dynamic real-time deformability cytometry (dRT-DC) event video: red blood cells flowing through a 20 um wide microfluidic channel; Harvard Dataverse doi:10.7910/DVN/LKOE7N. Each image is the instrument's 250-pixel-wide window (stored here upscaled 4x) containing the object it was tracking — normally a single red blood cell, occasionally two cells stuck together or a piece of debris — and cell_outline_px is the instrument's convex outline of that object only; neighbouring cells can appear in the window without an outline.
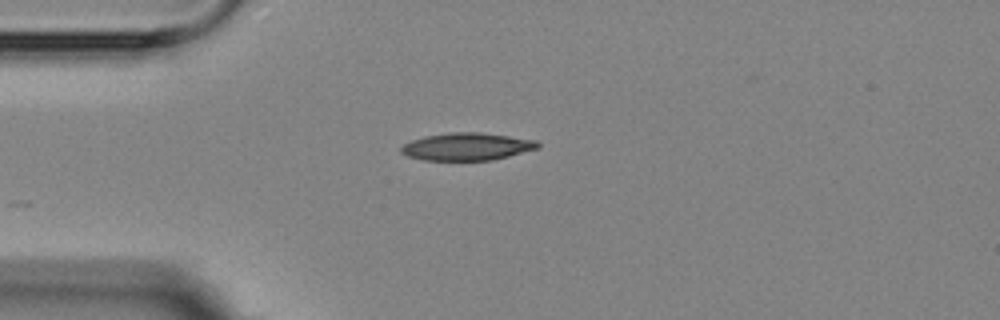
{"species": "Egyptian fruit bat (a non-hibernating species)", "species_latin": "Rousettus aegyptiacus", "temperature_condition": "room temperature", "stored_images_in_passage": 2, "camera_frame_rate_fps": 3000, "um_per_image_px": 0.085, "animal": {"sex": "female"}, "frame": {"image": 1, "passage_image": 2, "time_ms": 1.333, "image_size_px": [1000, 320], "cell_outline_px": [[540, 148], [492, 160], [424, 160], [408, 156], [400, 152], [400, 148], [404, 144], [412, 140], [424, 136], [448, 132], [480, 132], [536, 140], [540, 144]], "centroid_in_image_um": [39.68, 12.45], "position_along_channel_um": 45.3, "area_um2": 21.91}}